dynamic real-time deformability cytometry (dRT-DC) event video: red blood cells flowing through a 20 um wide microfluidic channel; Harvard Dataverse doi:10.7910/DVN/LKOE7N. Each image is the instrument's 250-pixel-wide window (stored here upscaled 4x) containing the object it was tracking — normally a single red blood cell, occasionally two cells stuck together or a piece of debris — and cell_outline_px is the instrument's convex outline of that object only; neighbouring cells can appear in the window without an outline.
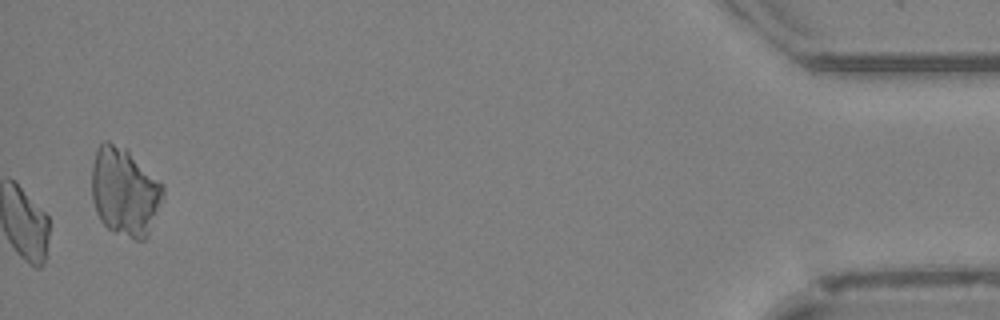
{"species": "Egyptian fruit bat (a non-hibernating species)", "species_latin": "Rousettus aegyptiacus", "temperature_condition": "cold", "stored_images_in_passage": 49, "camera_frame_rate_fps": 3000, "um_per_image_px": 0.085, "animal": {"sex": "female"}, "frame": {"image": 1, "passage_image": 49, "time_ms": 16.0, "image_size_px": [1000, 320], "cell_outline_px": [[164, 200], [148, 236], [144, 240], [136, 240], [112, 232], [100, 220], [96, 212], [92, 200], [92, 164], [96, 148], [104, 140], [108, 140], [128, 148], [164, 184]], "centroid_in_image_um": [10.62, 16.27], "position_along_channel_um": 424.6, "area_um2": 37.8}}